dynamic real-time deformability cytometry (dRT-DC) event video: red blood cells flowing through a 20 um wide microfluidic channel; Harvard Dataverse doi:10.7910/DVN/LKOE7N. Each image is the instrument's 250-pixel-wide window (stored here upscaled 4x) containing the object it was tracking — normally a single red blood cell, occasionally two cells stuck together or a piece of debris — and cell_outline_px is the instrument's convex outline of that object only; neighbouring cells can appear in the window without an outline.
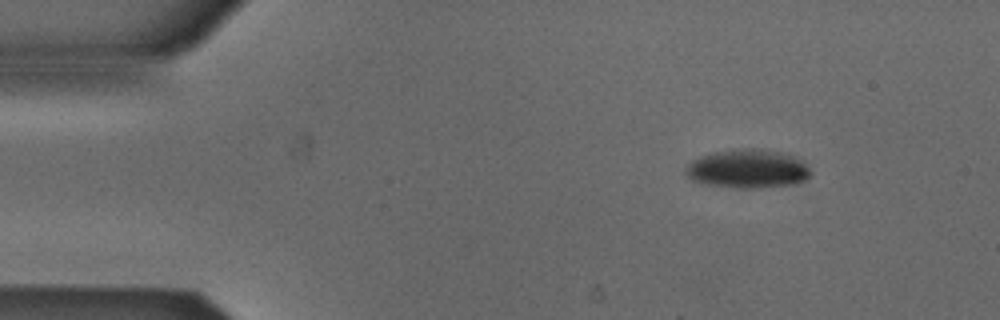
{"species": "Egyptian fruit bat (a non-hibernating species)", "species_latin": "Rousettus aegyptiacus", "temperature_condition": "cold", "stored_images_in_passage": 6, "segment_of_instrument_passage": [2, 2], "camera_frame_rate_fps": 3000, "um_per_image_px": 0.085, "animal": {"sex": "male"}, "frame": {"image": 1, "passage_image": 6, "time_ms": 1.667, "image_size_px": [1000, 320], "cell_outline_px": [[812, 172], [804, 180], [792, 184], [760, 188], [736, 188], [704, 184], [692, 180], [684, 172], [688, 164], [692, 160], [700, 156], [716, 152], [752, 148], [780, 152], [792, 156], [800, 160]], "centroid_in_image_um": [63.52, 14.37], "position_along_channel_um": 21.5, "area_um2": 27.8}}